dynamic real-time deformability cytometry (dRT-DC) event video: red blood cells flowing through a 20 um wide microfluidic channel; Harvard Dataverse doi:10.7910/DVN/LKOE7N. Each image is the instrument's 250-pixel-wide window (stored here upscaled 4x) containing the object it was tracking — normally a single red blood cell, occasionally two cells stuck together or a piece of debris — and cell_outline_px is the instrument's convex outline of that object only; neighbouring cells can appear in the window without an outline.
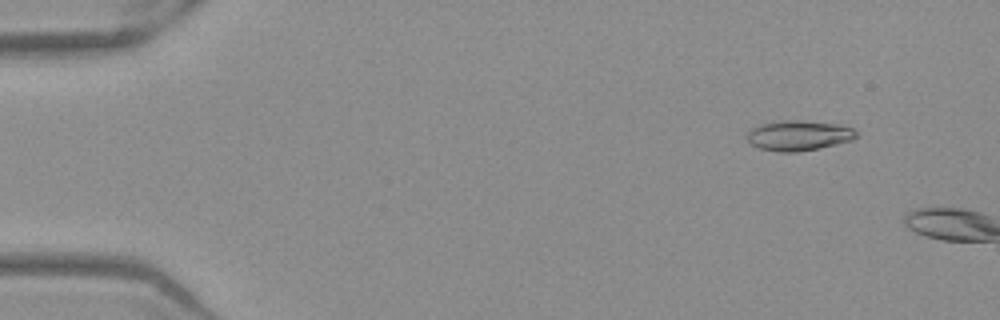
{"species": "Egyptian fruit bat (a non-hibernating species)", "species_latin": "Rousettus aegyptiacus", "temperature_condition": "warm", "stored_images_in_passage": 8, "camera_frame_rate_fps": 3000, "um_per_image_px": 0.085, "frame": {"image": 1, "passage_image": 6, "time_ms": 1.667, "image_size_px": [1000, 320], "cell_outline_px": [[860, 136], [852, 140], [836, 144], [796, 152], [780, 152], [760, 148], [752, 144], [748, 140], [748, 132], [752, 128], [760, 124], [772, 120], [804, 120], [840, 124], [852, 128]], "centroid_in_image_um": [67.9, 11.49], "position_along_channel_um": 17.1, "area_um2": 19.31}}